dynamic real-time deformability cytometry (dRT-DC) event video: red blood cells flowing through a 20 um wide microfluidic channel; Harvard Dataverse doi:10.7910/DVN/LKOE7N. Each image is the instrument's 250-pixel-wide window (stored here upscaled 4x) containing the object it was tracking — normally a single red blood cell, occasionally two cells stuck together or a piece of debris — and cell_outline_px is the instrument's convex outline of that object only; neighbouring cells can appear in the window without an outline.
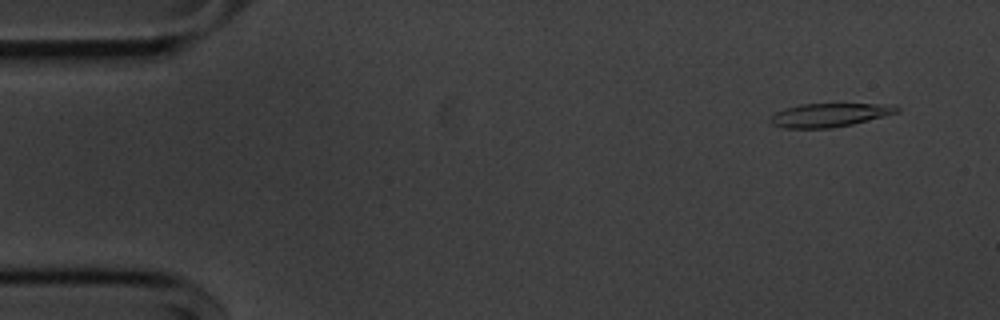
{"species": "common noctule bat (a hibernating species)", "species_latin": "Nyctalus noctula", "temperature_condition": "cold", "stored_images_in_passage": 13, "camera_frame_rate_fps": 3000, "um_per_image_px": 0.085, "animal": {"sex": "male", "body_mass_g": 20.1, "forearm_length_mm": 53.5}, "frame": {"image": 1, "passage_image": 4, "time_ms": 1.0, "image_size_px": [1000, 320], "cell_outline_px": [[900, 112], [852, 124], [832, 128], [784, 128], [772, 124], [768, 120], [776, 112], [800, 104], [892, 104], [900, 108]], "centroid_in_image_um": [70.53, 9.78], "position_along_channel_um": 14.5, "area_um2": 17.28}}